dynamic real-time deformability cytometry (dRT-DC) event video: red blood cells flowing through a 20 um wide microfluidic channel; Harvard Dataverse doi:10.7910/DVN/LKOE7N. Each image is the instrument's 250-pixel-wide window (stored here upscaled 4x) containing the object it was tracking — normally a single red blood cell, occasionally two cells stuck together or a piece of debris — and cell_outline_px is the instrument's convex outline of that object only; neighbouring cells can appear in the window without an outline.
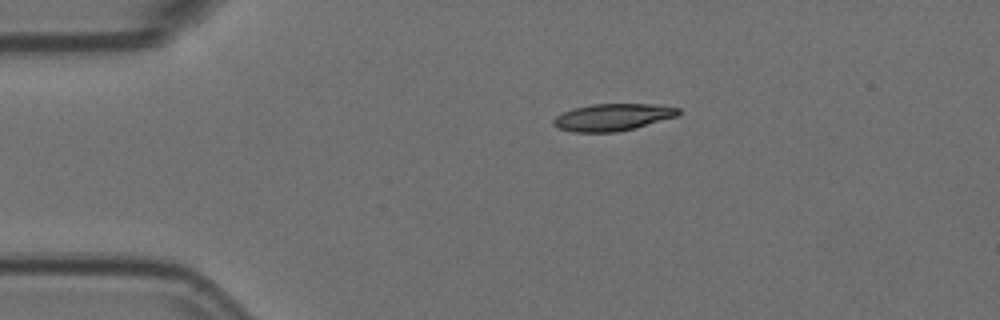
{"species": "Egyptian fruit bat (a non-hibernating species)", "species_latin": "Rousettus aegyptiacus", "temperature_condition": "room temperature", "stored_images_in_passage": 4, "camera_frame_rate_fps": 3000, "um_per_image_px": 0.085, "animal": {"sex": "female"}, "frame": {"image": 1, "passage_image": 1, "time_ms": 0.0, "image_size_px": [1000, 320], "cell_outline_px": [[680, 112], [676, 116], [636, 128], [616, 132], [572, 132], [556, 128], [552, 124], [552, 120], [556, 116], [572, 108], [592, 104], [652, 104], [680, 108]], "centroid_in_image_um": [52.03, 9.97], "position_along_channel_um": 33.0, "area_um2": 19.77}}
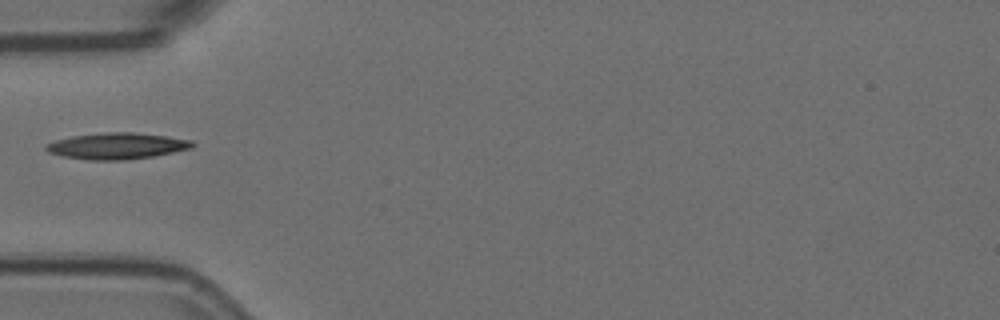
{"frame": {"image": 2, "passage_image": 3, "time_ms": 0.667, "image_size_px": [1000, 320], "cell_outline_px": [[196, 144], [192, 148], [152, 156], [124, 160], [88, 160], [64, 156], [48, 152], [44, 148], [44, 144], [56, 140], [72, 136], [104, 132], [132, 132], [164, 136], [192, 140]], "centroid_in_image_um": [9.91, 12.4], "position_along_channel_um": 75.1, "area_um2": 22.31}}
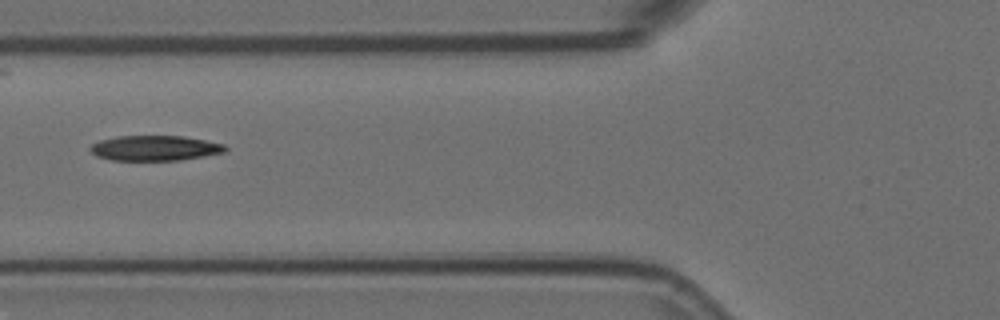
{"frame": {"image": 3, "passage_image": 4, "time_ms": 1.0, "image_size_px": [1000, 320], "cell_outline_px": [[228, 148], [224, 152], [204, 156], [180, 160], [112, 160], [96, 156], [88, 148], [92, 144], [100, 140], [116, 136], [184, 136], [224, 144]], "centroid_in_image_um": [13.15, 12.58], "position_along_channel_um": 112.7, "area_um2": 19.77}}